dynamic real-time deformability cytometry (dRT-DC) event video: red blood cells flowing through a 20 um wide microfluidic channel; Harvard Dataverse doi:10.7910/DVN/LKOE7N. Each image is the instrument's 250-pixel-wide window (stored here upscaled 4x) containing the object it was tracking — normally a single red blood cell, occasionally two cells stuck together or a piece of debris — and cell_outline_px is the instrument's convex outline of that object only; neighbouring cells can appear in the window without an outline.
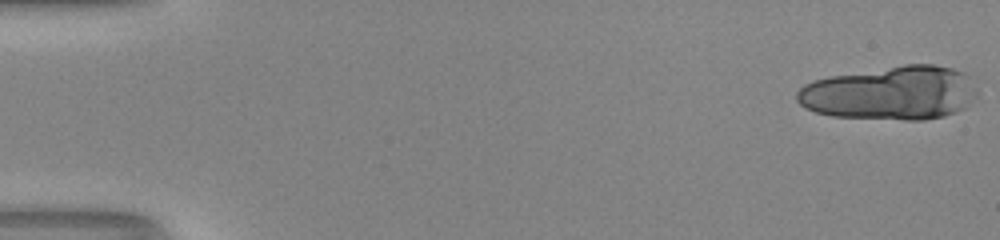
{"species": "human", "species_latin": "Homo sapiens", "temperature_condition": "room temperature", "stored_images_in_passage": 20, "camera_frame_rate_fps": 3000, "um_per_image_px": 0.085, "donor": {"sex": "male"}, "frame": {"image": 1, "passage_image": 1, "time_ms": 0.0, "image_size_px": [1000, 240], "cell_outline_px": [[980, 92], [964, 108], [956, 112], [944, 116], [924, 120], [904, 120], [832, 116], [816, 112], [804, 108], [796, 100], [796, 92], [804, 84], [828, 76], [904, 64], [936, 64], [952, 68], [964, 72], [968, 76]], "centroid_in_image_um": [75.72, 7.9], "position_along_channel_um": 9.3, "area_um2": 56.99}}